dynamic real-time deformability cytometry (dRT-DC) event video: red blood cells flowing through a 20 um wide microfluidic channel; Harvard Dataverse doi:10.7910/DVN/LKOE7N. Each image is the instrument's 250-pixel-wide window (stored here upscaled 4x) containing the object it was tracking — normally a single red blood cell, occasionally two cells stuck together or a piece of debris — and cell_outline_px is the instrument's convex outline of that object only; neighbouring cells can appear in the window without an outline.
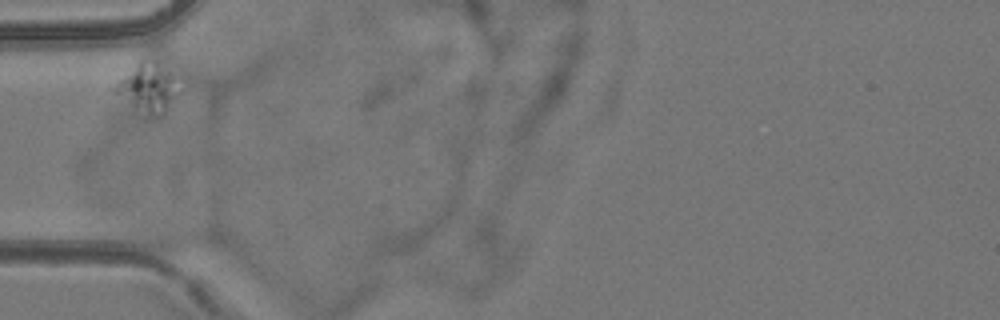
{"species": "common noctule bat (a hibernating species)", "species_latin": "Nyctalus noctula", "temperature_condition": "room temperature", "stored_images_in_passage": 2, "camera_frame_rate_fps": 3000, "um_per_image_px": 0.085, "animal": {"sex": "female", "body_mass_g": 24.6, "forearm_length_mm": 56.2}, "frame": {"image": 1, "passage_image": 1, "time_ms": 0.0, "image_size_px": [1000, 320], "cell_outline_px": [[180, 92], [156, 116], [148, 112], [112, 92], [108, 88], [140, 60], [168, 72], [172, 76]], "centroid_in_image_um": [12.46, 7.44], "position_along_channel_um": 72.5, "area_um2": 16.3}}